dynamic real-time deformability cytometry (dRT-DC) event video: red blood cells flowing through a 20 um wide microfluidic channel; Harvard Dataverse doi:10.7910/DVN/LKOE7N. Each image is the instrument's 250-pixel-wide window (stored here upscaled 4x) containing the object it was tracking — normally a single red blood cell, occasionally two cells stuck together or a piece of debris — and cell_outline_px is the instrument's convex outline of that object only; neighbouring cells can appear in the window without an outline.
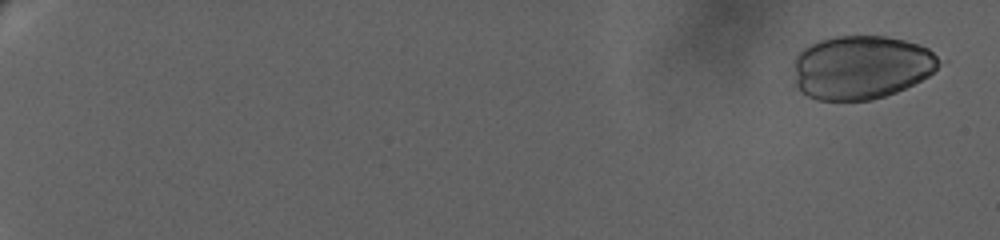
{"species": "human", "species_latin": "Homo sapiens", "temperature_condition": "warm", "stored_images_in_passage": 33, "camera_frame_rate_fps": 3000, "um_per_image_px": 0.085, "donor": {"sex": "female"}, "frame": {"image": 1, "passage_image": 2, "time_ms": 0.667, "image_size_px": [1000, 240], "cell_outline_px": [[948, 60], [928, 76], [896, 92], [872, 100], [816, 100], [792, 88], [796, 56], [804, 48], [820, 40], [836, 36], [884, 36], [904, 40], [920, 44], [928, 48]], "centroid_in_image_um": [73.23, 5.72], "position_along_channel_um": 11.8, "area_um2": 54.79}}
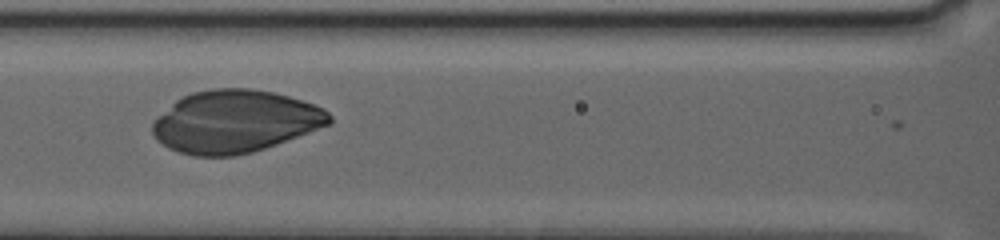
{"frame": {"image": 2, "passage_image": 20, "time_ms": 12.667, "image_size_px": [1000, 240], "cell_outline_px": [[332, 124], [276, 144], [252, 152], [232, 156], [196, 156], [180, 152], [168, 148], [156, 140], [152, 132], [152, 120], [176, 100], [192, 92], [212, 88], [252, 88], [272, 92], [288, 96], [324, 108], [332, 116]], "centroid_in_image_um": [19.96, 10.32], "position_along_channel_um": 146.6, "area_um2": 64.45}}
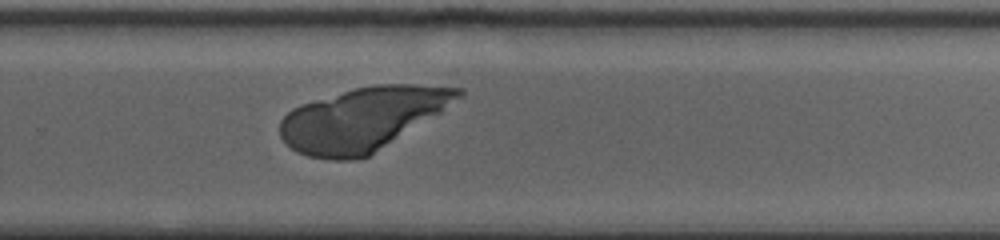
{"frame": {"image": 3, "passage_image": 28, "time_ms": 17.667, "image_size_px": [1000, 240], "cell_outline_px": [[464, 96], [440, 112], [368, 156], [356, 160], [332, 160], [308, 156], [292, 148], [280, 136], [280, 120], [292, 108], [300, 104], [356, 88], [376, 84], [412, 84], [464, 88]], "centroid_in_image_um": [30.81, 10.1], "position_along_channel_um": 299.0, "area_um2": 65.03}}